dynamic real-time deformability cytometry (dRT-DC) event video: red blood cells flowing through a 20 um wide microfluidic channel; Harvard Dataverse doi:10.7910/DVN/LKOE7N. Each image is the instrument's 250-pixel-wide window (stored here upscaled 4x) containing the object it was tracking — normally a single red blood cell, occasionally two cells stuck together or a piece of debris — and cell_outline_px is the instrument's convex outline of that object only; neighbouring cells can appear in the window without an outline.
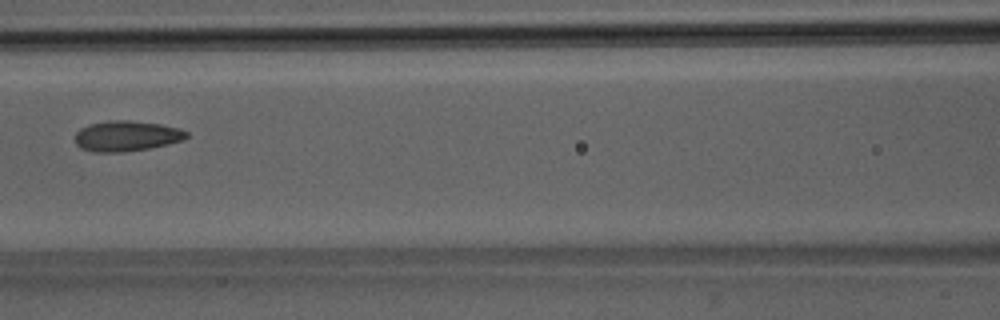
{"species": "Egyptian fruit bat (a non-hibernating species)", "species_latin": "Rousettus aegyptiacus", "temperature_condition": "room temperature", "stored_images_in_passage": 3, "camera_frame_rate_fps": 3000, "um_per_image_px": 0.085, "animal": {"sex": "male"}, "frame": {"image": 1, "passage_image": 3, "time_ms": 2.333, "image_size_px": [1000, 320], "cell_outline_px": [[188, 136], [184, 140], [168, 144], [148, 148], [120, 152], [92, 152], [80, 148], [76, 144], [76, 132], [80, 128], [88, 124], [108, 120], [128, 120], [160, 124], [180, 128], [188, 132]], "centroid_in_image_um": [10.75, 11.55], "position_along_channel_um": 155.9, "area_um2": 19.88}}